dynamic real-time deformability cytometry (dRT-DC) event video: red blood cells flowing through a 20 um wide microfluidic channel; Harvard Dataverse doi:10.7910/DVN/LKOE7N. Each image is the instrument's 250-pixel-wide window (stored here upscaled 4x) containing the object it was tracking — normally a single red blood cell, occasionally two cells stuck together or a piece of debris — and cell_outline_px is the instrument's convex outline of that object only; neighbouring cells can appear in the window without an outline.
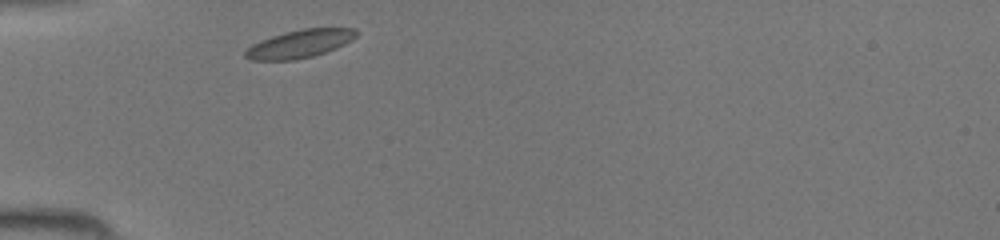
{"species": "common noctule bat (a hibernating species)", "species_latin": "Nyctalus noctula", "temperature_condition": "room temperature", "stored_images_in_passage": 27, "camera_frame_rate_fps": 3000, "um_per_image_px": 0.085, "animal": {"sex": "female", "body_mass_g": 19.5, "forearm_length_mm": 54.1}, "frame": {"image": 1, "passage_image": 1, "time_ms": 0.0, "image_size_px": [1000, 240], "cell_outline_px": [[356, 36], [352, 40], [336, 48], [312, 56], [296, 60], [252, 60], [244, 56], [244, 52], [252, 44], [260, 40], [284, 32], [304, 28], [356, 28]], "centroid_in_image_um": [25.46, 3.72], "position_along_channel_um": 59.5, "area_um2": 18.03}}
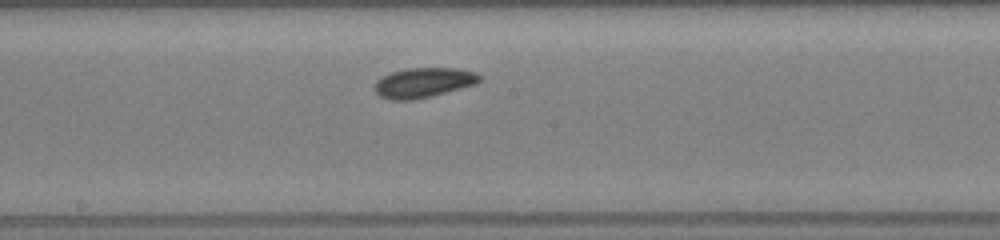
{"frame": {"image": 2, "passage_image": 12, "time_ms": 3.667, "image_size_px": [1000, 240], "cell_outline_px": [[480, 80], [476, 84], [432, 96], [412, 100], [392, 100], [380, 96], [372, 88], [376, 80], [392, 72], [408, 68], [460, 68], [476, 72], [480, 76]], "centroid_in_image_um": [35.99, 7.02], "position_along_channel_um": 212.2, "area_um2": 18.32}}
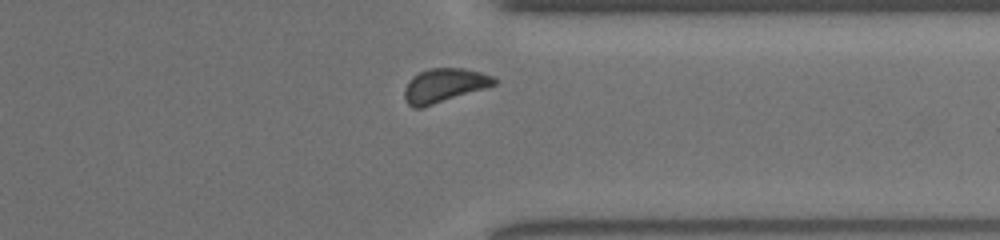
{"frame": {"image": 3, "passage_image": 23, "time_ms": 7.333, "image_size_px": [1000, 240], "cell_outline_px": [[496, 84], [484, 88], [420, 108], [412, 108], [404, 100], [404, 88], [408, 80], [412, 76], [428, 68], [464, 68], [480, 72], [492, 76], [496, 80]], "centroid_in_image_um": [37.69, 7.25], "position_along_channel_um": 373.7, "area_um2": 17.57}}